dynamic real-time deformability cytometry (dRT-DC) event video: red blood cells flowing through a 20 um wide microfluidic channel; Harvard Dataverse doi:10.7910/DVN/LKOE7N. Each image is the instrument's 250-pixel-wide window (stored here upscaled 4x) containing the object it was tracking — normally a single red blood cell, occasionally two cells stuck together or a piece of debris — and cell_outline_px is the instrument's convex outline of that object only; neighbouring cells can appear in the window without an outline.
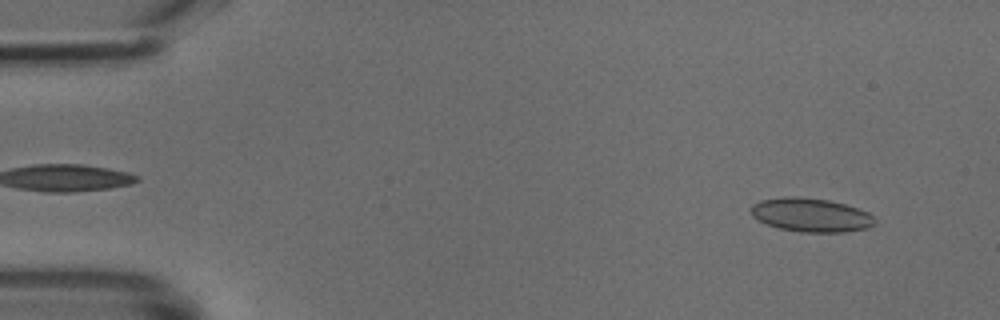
{"species": "common noctule bat (a hibernating species)", "species_latin": "Nyctalus noctula", "temperature_condition": "cold", "stored_images_in_passage": 47, "camera_frame_rate_fps": 3000, "um_per_image_px": 0.085, "animal": {"sex": "male", "body_mass_g": 18.8}, "frame": {"image": 1, "passage_image": 4, "time_ms": 1.0, "image_size_px": [1000, 320], "cell_outline_px": [[876, 224], [868, 228], [844, 232], [800, 232], [780, 228], [768, 224], [752, 216], [752, 204], [760, 200], [784, 196], [796, 196], [828, 200], [844, 204], [868, 212], [876, 220]], "centroid_in_image_um": [68.95, 18.27], "position_along_channel_um": 16.1, "area_um2": 24.28}}
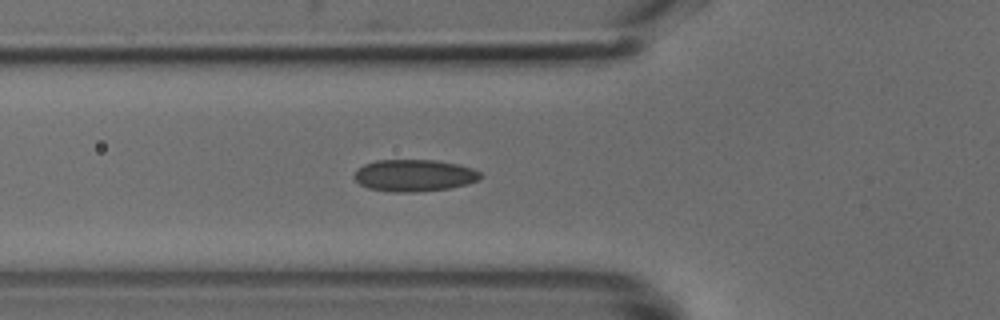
{"frame": {"image": 2, "passage_image": 17, "time_ms": 5.333, "image_size_px": [1000, 320], "cell_outline_px": [[484, 176], [480, 180], [468, 184], [448, 188], [416, 192], [392, 192], [368, 188], [360, 184], [352, 176], [356, 168], [364, 164], [376, 160], [436, 160], [456, 164], [472, 168], [480, 172]], "centroid_in_image_um": [35.2, 14.91], "position_along_channel_um": 90.6, "area_um2": 23.7}}
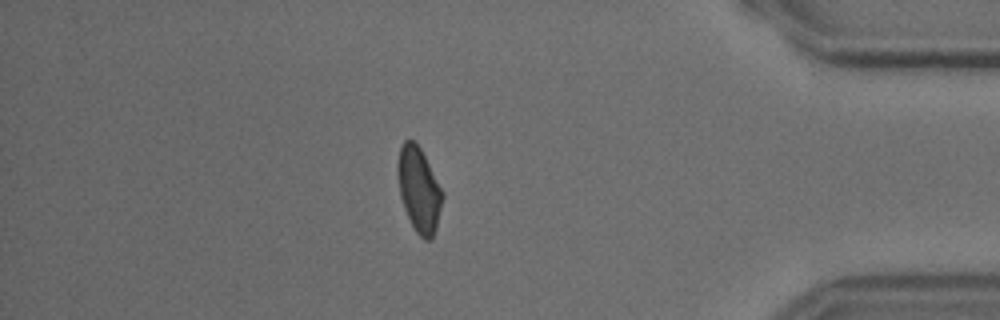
{"frame": {"image": 3, "passage_image": 42, "time_ms": 13.667, "image_size_px": [1000, 320], "cell_outline_px": [[444, 196], [436, 228], [432, 240], [424, 240], [416, 232], [404, 208], [400, 196], [396, 172], [396, 164], [400, 148], [404, 140], [412, 140], [420, 148], [444, 192]], "centroid_in_image_um": [35.6, 16.12], "position_along_channel_um": 399.6, "area_um2": 22.2}}